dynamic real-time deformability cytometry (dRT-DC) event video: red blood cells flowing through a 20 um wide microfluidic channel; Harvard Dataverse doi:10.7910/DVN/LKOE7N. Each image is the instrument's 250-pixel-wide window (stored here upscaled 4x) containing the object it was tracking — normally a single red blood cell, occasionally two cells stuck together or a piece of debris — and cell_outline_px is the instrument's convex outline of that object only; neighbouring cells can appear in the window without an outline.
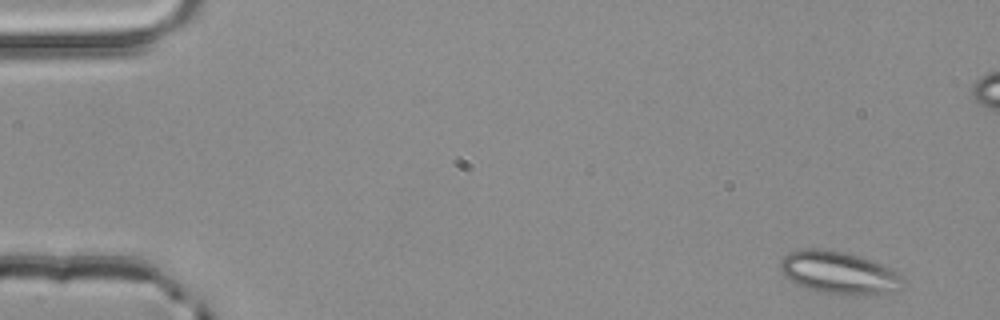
{"species": "common noctule bat (a hibernating species)", "species_latin": "Nyctalus noctula", "temperature_condition": "room temperature", "stored_images_in_passage": 4, "camera_frame_rate_fps": 3000, "um_per_image_px": 0.085, "animal": {"sex": "male", "body_mass_g": 20.4}, "frame": {"image": 1, "passage_image": 1, "time_ms": 0.0, "image_size_px": [1000, 320], "cell_outline_px": [[904, 288], [900, 292], [868, 296], [820, 292], [796, 284], [784, 276], [780, 272], [780, 260], [788, 252], [804, 248], [812, 248], [844, 252], [860, 256], [880, 264], [904, 276]], "centroid_in_image_um": [71.36, 23.21], "position_along_channel_um": 13.6, "area_um2": 30.87}}